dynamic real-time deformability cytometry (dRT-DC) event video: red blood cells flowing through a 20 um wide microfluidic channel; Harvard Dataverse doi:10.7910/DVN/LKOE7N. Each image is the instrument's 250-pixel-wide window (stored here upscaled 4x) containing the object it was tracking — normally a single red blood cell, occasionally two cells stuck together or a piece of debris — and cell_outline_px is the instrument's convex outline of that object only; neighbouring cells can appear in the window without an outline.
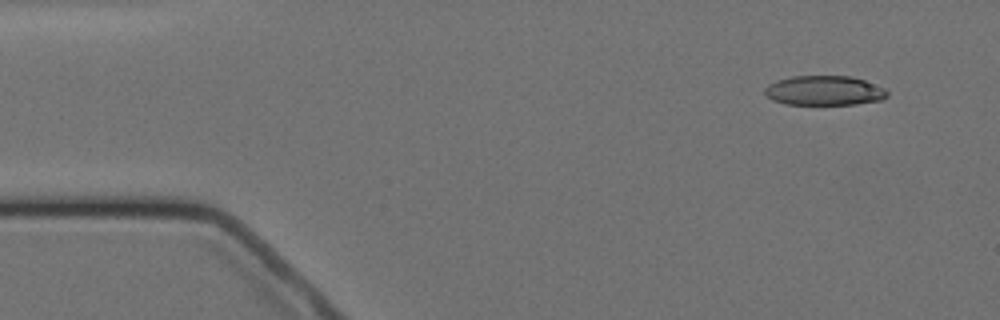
{"species": "Egyptian fruit bat (a non-hibernating species)", "species_latin": "Rousettus aegyptiacus", "temperature_condition": "cold", "stored_images_in_passage": 2, "camera_frame_rate_fps": 3000, "um_per_image_px": 0.085, "animal": {"sex": "female"}, "frame": {"image": 1, "passage_image": 1, "time_ms": 0.0, "image_size_px": [1000, 320], "cell_outline_px": [[888, 96], [880, 100], [856, 104], [784, 104], [772, 100], [764, 92], [764, 88], [768, 84], [776, 80], [792, 76], [852, 76], [864, 80], [884, 88], [888, 92]], "centroid_in_image_um": [70.04, 7.69], "position_along_channel_um": 15.0, "area_um2": 21.15}}